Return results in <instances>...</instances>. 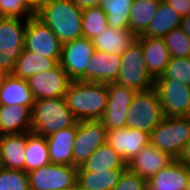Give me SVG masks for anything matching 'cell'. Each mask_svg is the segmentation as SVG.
Here are the masks:
<instances>
[{"label":"cell","mask_w":190,"mask_h":190,"mask_svg":"<svg viewBox=\"0 0 190 190\" xmlns=\"http://www.w3.org/2000/svg\"><path fill=\"white\" fill-rule=\"evenodd\" d=\"M77 121L101 120L108 101L106 83L71 81L64 96Z\"/></svg>","instance_id":"1"},{"label":"cell","mask_w":190,"mask_h":190,"mask_svg":"<svg viewBox=\"0 0 190 190\" xmlns=\"http://www.w3.org/2000/svg\"><path fill=\"white\" fill-rule=\"evenodd\" d=\"M36 16L50 27L62 44L83 37L82 9L71 0H50Z\"/></svg>","instance_id":"2"},{"label":"cell","mask_w":190,"mask_h":190,"mask_svg":"<svg viewBox=\"0 0 190 190\" xmlns=\"http://www.w3.org/2000/svg\"><path fill=\"white\" fill-rule=\"evenodd\" d=\"M77 122L68 109L64 97L35 100L32 108V133L47 137L57 131L72 127Z\"/></svg>","instance_id":"3"},{"label":"cell","mask_w":190,"mask_h":190,"mask_svg":"<svg viewBox=\"0 0 190 190\" xmlns=\"http://www.w3.org/2000/svg\"><path fill=\"white\" fill-rule=\"evenodd\" d=\"M190 140V117H169L151 131L150 144L178 159L185 144Z\"/></svg>","instance_id":"4"},{"label":"cell","mask_w":190,"mask_h":190,"mask_svg":"<svg viewBox=\"0 0 190 190\" xmlns=\"http://www.w3.org/2000/svg\"><path fill=\"white\" fill-rule=\"evenodd\" d=\"M22 20L17 17L0 18V72L3 75L12 74L15 62L24 50L27 20Z\"/></svg>","instance_id":"5"},{"label":"cell","mask_w":190,"mask_h":190,"mask_svg":"<svg viewBox=\"0 0 190 190\" xmlns=\"http://www.w3.org/2000/svg\"><path fill=\"white\" fill-rule=\"evenodd\" d=\"M164 117L156 89L139 91L129 105L127 127L151 134Z\"/></svg>","instance_id":"6"},{"label":"cell","mask_w":190,"mask_h":190,"mask_svg":"<svg viewBox=\"0 0 190 190\" xmlns=\"http://www.w3.org/2000/svg\"><path fill=\"white\" fill-rule=\"evenodd\" d=\"M116 82L136 92L154 88L155 79L148 72L141 44L137 40L121 55Z\"/></svg>","instance_id":"7"},{"label":"cell","mask_w":190,"mask_h":190,"mask_svg":"<svg viewBox=\"0 0 190 190\" xmlns=\"http://www.w3.org/2000/svg\"><path fill=\"white\" fill-rule=\"evenodd\" d=\"M154 88L162 105L164 116L188 117L190 115V86L172 78L155 79Z\"/></svg>","instance_id":"8"},{"label":"cell","mask_w":190,"mask_h":190,"mask_svg":"<svg viewBox=\"0 0 190 190\" xmlns=\"http://www.w3.org/2000/svg\"><path fill=\"white\" fill-rule=\"evenodd\" d=\"M62 43L55 33L36 15L27 20L24 48L36 55L60 59Z\"/></svg>","instance_id":"9"},{"label":"cell","mask_w":190,"mask_h":190,"mask_svg":"<svg viewBox=\"0 0 190 190\" xmlns=\"http://www.w3.org/2000/svg\"><path fill=\"white\" fill-rule=\"evenodd\" d=\"M95 52L92 40L81 37L62 45L59 64L72 81H86V67Z\"/></svg>","instance_id":"10"},{"label":"cell","mask_w":190,"mask_h":190,"mask_svg":"<svg viewBox=\"0 0 190 190\" xmlns=\"http://www.w3.org/2000/svg\"><path fill=\"white\" fill-rule=\"evenodd\" d=\"M30 190H63L76 185L77 167L49 163L28 172Z\"/></svg>","instance_id":"11"},{"label":"cell","mask_w":190,"mask_h":190,"mask_svg":"<svg viewBox=\"0 0 190 190\" xmlns=\"http://www.w3.org/2000/svg\"><path fill=\"white\" fill-rule=\"evenodd\" d=\"M107 132L100 120L78 121L73 166L81 167L97 148L107 143Z\"/></svg>","instance_id":"12"},{"label":"cell","mask_w":190,"mask_h":190,"mask_svg":"<svg viewBox=\"0 0 190 190\" xmlns=\"http://www.w3.org/2000/svg\"><path fill=\"white\" fill-rule=\"evenodd\" d=\"M108 101L100 120L107 131L127 127V113L136 91L119 85L117 82L106 83Z\"/></svg>","instance_id":"13"},{"label":"cell","mask_w":190,"mask_h":190,"mask_svg":"<svg viewBox=\"0 0 190 190\" xmlns=\"http://www.w3.org/2000/svg\"><path fill=\"white\" fill-rule=\"evenodd\" d=\"M35 100L64 97L71 79L60 64L27 79Z\"/></svg>","instance_id":"14"},{"label":"cell","mask_w":190,"mask_h":190,"mask_svg":"<svg viewBox=\"0 0 190 190\" xmlns=\"http://www.w3.org/2000/svg\"><path fill=\"white\" fill-rule=\"evenodd\" d=\"M107 143L128 164L145 146L150 144V134L128 127L113 129L107 132Z\"/></svg>","instance_id":"15"},{"label":"cell","mask_w":190,"mask_h":190,"mask_svg":"<svg viewBox=\"0 0 190 190\" xmlns=\"http://www.w3.org/2000/svg\"><path fill=\"white\" fill-rule=\"evenodd\" d=\"M120 68V55L95 50L86 67V82H116Z\"/></svg>","instance_id":"16"},{"label":"cell","mask_w":190,"mask_h":190,"mask_svg":"<svg viewBox=\"0 0 190 190\" xmlns=\"http://www.w3.org/2000/svg\"><path fill=\"white\" fill-rule=\"evenodd\" d=\"M174 160L175 159L170 155L149 144L132 158L127 164V168L149 180L153 175L158 173L162 168L168 166Z\"/></svg>","instance_id":"17"},{"label":"cell","mask_w":190,"mask_h":190,"mask_svg":"<svg viewBox=\"0 0 190 190\" xmlns=\"http://www.w3.org/2000/svg\"><path fill=\"white\" fill-rule=\"evenodd\" d=\"M190 168L175 159L148 180L147 190H187Z\"/></svg>","instance_id":"18"},{"label":"cell","mask_w":190,"mask_h":190,"mask_svg":"<svg viewBox=\"0 0 190 190\" xmlns=\"http://www.w3.org/2000/svg\"><path fill=\"white\" fill-rule=\"evenodd\" d=\"M136 40L141 44L148 72L157 79L164 73L171 59L164 38L138 36Z\"/></svg>","instance_id":"19"},{"label":"cell","mask_w":190,"mask_h":190,"mask_svg":"<svg viewBox=\"0 0 190 190\" xmlns=\"http://www.w3.org/2000/svg\"><path fill=\"white\" fill-rule=\"evenodd\" d=\"M76 133L77 123L45 137L51 163L73 166V146Z\"/></svg>","instance_id":"20"},{"label":"cell","mask_w":190,"mask_h":190,"mask_svg":"<svg viewBox=\"0 0 190 190\" xmlns=\"http://www.w3.org/2000/svg\"><path fill=\"white\" fill-rule=\"evenodd\" d=\"M27 132L0 136V164L25 171Z\"/></svg>","instance_id":"21"},{"label":"cell","mask_w":190,"mask_h":190,"mask_svg":"<svg viewBox=\"0 0 190 190\" xmlns=\"http://www.w3.org/2000/svg\"><path fill=\"white\" fill-rule=\"evenodd\" d=\"M1 105H22L31 110L35 98L27 80L17 78L12 74L3 75L0 82Z\"/></svg>","instance_id":"22"},{"label":"cell","mask_w":190,"mask_h":190,"mask_svg":"<svg viewBox=\"0 0 190 190\" xmlns=\"http://www.w3.org/2000/svg\"><path fill=\"white\" fill-rule=\"evenodd\" d=\"M32 110L22 105H1L0 136L31 131Z\"/></svg>","instance_id":"23"},{"label":"cell","mask_w":190,"mask_h":190,"mask_svg":"<svg viewBox=\"0 0 190 190\" xmlns=\"http://www.w3.org/2000/svg\"><path fill=\"white\" fill-rule=\"evenodd\" d=\"M136 39L137 37L129 30L113 29L108 26L91 40L95 50L121 56Z\"/></svg>","instance_id":"24"},{"label":"cell","mask_w":190,"mask_h":190,"mask_svg":"<svg viewBox=\"0 0 190 190\" xmlns=\"http://www.w3.org/2000/svg\"><path fill=\"white\" fill-rule=\"evenodd\" d=\"M126 169H110L108 171H84L77 167V181L80 190H112L119 182Z\"/></svg>","instance_id":"25"},{"label":"cell","mask_w":190,"mask_h":190,"mask_svg":"<svg viewBox=\"0 0 190 190\" xmlns=\"http://www.w3.org/2000/svg\"><path fill=\"white\" fill-rule=\"evenodd\" d=\"M182 17L167 3L160 2L157 12L141 36L164 38L173 29L181 26Z\"/></svg>","instance_id":"26"},{"label":"cell","mask_w":190,"mask_h":190,"mask_svg":"<svg viewBox=\"0 0 190 190\" xmlns=\"http://www.w3.org/2000/svg\"><path fill=\"white\" fill-rule=\"evenodd\" d=\"M60 59H51L36 55L24 48L22 54L15 62L12 75L27 80L36 73L45 72L56 67Z\"/></svg>","instance_id":"27"},{"label":"cell","mask_w":190,"mask_h":190,"mask_svg":"<svg viewBox=\"0 0 190 190\" xmlns=\"http://www.w3.org/2000/svg\"><path fill=\"white\" fill-rule=\"evenodd\" d=\"M81 168L92 172L127 169V163L108 143H105L94 151Z\"/></svg>","instance_id":"28"},{"label":"cell","mask_w":190,"mask_h":190,"mask_svg":"<svg viewBox=\"0 0 190 190\" xmlns=\"http://www.w3.org/2000/svg\"><path fill=\"white\" fill-rule=\"evenodd\" d=\"M159 4L160 2L155 0H133L129 18V31L136 37L143 35L156 14Z\"/></svg>","instance_id":"29"},{"label":"cell","mask_w":190,"mask_h":190,"mask_svg":"<svg viewBox=\"0 0 190 190\" xmlns=\"http://www.w3.org/2000/svg\"><path fill=\"white\" fill-rule=\"evenodd\" d=\"M25 172L48 165L50 162L48 145L44 136L27 132Z\"/></svg>","instance_id":"30"},{"label":"cell","mask_w":190,"mask_h":190,"mask_svg":"<svg viewBox=\"0 0 190 190\" xmlns=\"http://www.w3.org/2000/svg\"><path fill=\"white\" fill-rule=\"evenodd\" d=\"M133 0H101L99 7L107 15V25L113 29L129 30Z\"/></svg>","instance_id":"31"},{"label":"cell","mask_w":190,"mask_h":190,"mask_svg":"<svg viewBox=\"0 0 190 190\" xmlns=\"http://www.w3.org/2000/svg\"><path fill=\"white\" fill-rule=\"evenodd\" d=\"M108 27L107 15L99 6L82 9L83 37L93 39Z\"/></svg>","instance_id":"32"},{"label":"cell","mask_w":190,"mask_h":190,"mask_svg":"<svg viewBox=\"0 0 190 190\" xmlns=\"http://www.w3.org/2000/svg\"><path fill=\"white\" fill-rule=\"evenodd\" d=\"M164 40L171 57H190V37L181 27L166 34Z\"/></svg>","instance_id":"33"},{"label":"cell","mask_w":190,"mask_h":190,"mask_svg":"<svg viewBox=\"0 0 190 190\" xmlns=\"http://www.w3.org/2000/svg\"><path fill=\"white\" fill-rule=\"evenodd\" d=\"M0 190H30L28 173L0 167Z\"/></svg>","instance_id":"34"},{"label":"cell","mask_w":190,"mask_h":190,"mask_svg":"<svg viewBox=\"0 0 190 190\" xmlns=\"http://www.w3.org/2000/svg\"><path fill=\"white\" fill-rule=\"evenodd\" d=\"M158 78H172L190 86V57H171L164 73Z\"/></svg>","instance_id":"35"},{"label":"cell","mask_w":190,"mask_h":190,"mask_svg":"<svg viewBox=\"0 0 190 190\" xmlns=\"http://www.w3.org/2000/svg\"><path fill=\"white\" fill-rule=\"evenodd\" d=\"M36 13L30 8L26 0H0L1 17H17L28 20Z\"/></svg>","instance_id":"36"},{"label":"cell","mask_w":190,"mask_h":190,"mask_svg":"<svg viewBox=\"0 0 190 190\" xmlns=\"http://www.w3.org/2000/svg\"><path fill=\"white\" fill-rule=\"evenodd\" d=\"M147 188L148 180L127 168L112 190H147Z\"/></svg>","instance_id":"37"},{"label":"cell","mask_w":190,"mask_h":190,"mask_svg":"<svg viewBox=\"0 0 190 190\" xmlns=\"http://www.w3.org/2000/svg\"><path fill=\"white\" fill-rule=\"evenodd\" d=\"M170 5L182 18L190 15V0H164Z\"/></svg>","instance_id":"38"},{"label":"cell","mask_w":190,"mask_h":190,"mask_svg":"<svg viewBox=\"0 0 190 190\" xmlns=\"http://www.w3.org/2000/svg\"><path fill=\"white\" fill-rule=\"evenodd\" d=\"M178 160L186 167L190 168V140L185 144Z\"/></svg>","instance_id":"39"},{"label":"cell","mask_w":190,"mask_h":190,"mask_svg":"<svg viewBox=\"0 0 190 190\" xmlns=\"http://www.w3.org/2000/svg\"><path fill=\"white\" fill-rule=\"evenodd\" d=\"M77 7L81 9L99 6L101 0H71Z\"/></svg>","instance_id":"40"},{"label":"cell","mask_w":190,"mask_h":190,"mask_svg":"<svg viewBox=\"0 0 190 190\" xmlns=\"http://www.w3.org/2000/svg\"><path fill=\"white\" fill-rule=\"evenodd\" d=\"M30 8L36 13L50 0H26Z\"/></svg>","instance_id":"41"},{"label":"cell","mask_w":190,"mask_h":190,"mask_svg":"<svg viewBox=\"0 0 190 190\" xmlns=\"http://www.w3.org/2000/svg\"><path fill=\"white\" fill-rule=\"evenodd\" d=\"M182 30L190 37V15L182 18L181 26Z\"/></svg>","instance_id":"42"},{"label":"cell","mask_w":190,"mask_h":190,"mask_svg":"<svg viewBox=\"0 0 190 190\" xmlns=\"http://www.w3.org/2000/svg\"><path fill=\"white\" fill-rule=\"evenodd\" d=\"M63 190H80V189H79L78 185L76 184V185H74V186L65 188V189H63Z\"/></svg>","instance_id":"43"},{"label":"cell","mask_w":190,"mask_h":190,"mask_svg":"<svg viewBox=\"0 0 190 190\" xmlns=\"http://www.w3.org/2000/svg\"><path fill=\"white\" fill-rule=\"evenodd\" d=\"M187 190H190V180H189V185H188V187H187Z\"/></svg>","instance_id":"44"},{"label":"cell","mask_w":190,"mask_h":190,"mask_svg":"<svg viewBox=\"0 0 190 190\" xmlns=\"http://www.w3.org/2000/svg\"><path fill=\"white\" fill-rule=\"evenodd\" d=\"M3 74L0 72V82H1V78H2Z\"/></svg>","instance_id":"45"}]
</instances>
